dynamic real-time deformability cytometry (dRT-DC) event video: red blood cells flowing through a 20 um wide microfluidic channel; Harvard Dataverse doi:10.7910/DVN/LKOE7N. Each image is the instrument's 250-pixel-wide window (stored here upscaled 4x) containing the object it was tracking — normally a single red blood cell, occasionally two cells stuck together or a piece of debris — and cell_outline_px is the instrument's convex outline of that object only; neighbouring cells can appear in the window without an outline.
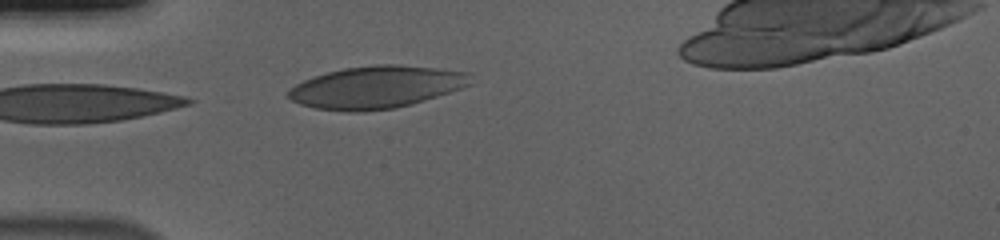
{"species": "human", "species_latin": "Homo sapiens", "temperature_condition": "cold", "stored_images_in_passage": 38, "camera_frame_rate_fps": 3000, "um_per_image_px": 0.085, "donor": {"sex": "male"}, "frame": {"image": 1, "passage_image": 1, "time_ms": 0.0, "image_size_px": [1000, 240], "cell_outline_px": [[472, 84], [412, 104], [396, 108], [364, 112], [348, 112], [316, 108], [300, 104], [292, 100], [288, 96], [288, 92], [296, 84], [304, 80], [328, 72], [344, 68], [376, 64], [396, 64], [436, 68], [468, 72]], "centroid_in_image_um": [31.99, 7.41], "position_along_channel_um": 53.0, "area_um2": 44.68}}
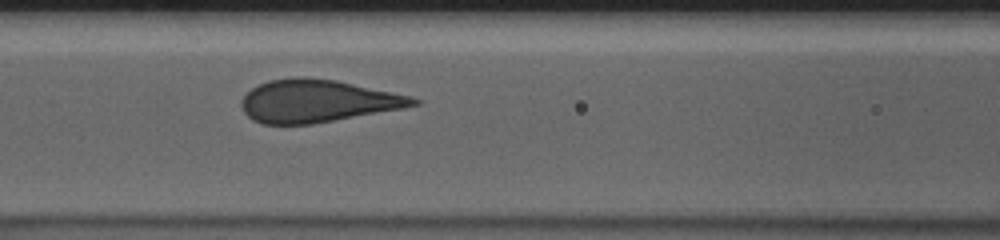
{"frame": {"image": 2, "passage_image": 9, "time_ms": 2.667, "image_size_px": [1000, 240], "cell_outline_px": [[420, 104], [404, 108], [312, 124], [260, 124], [252, 120], [244, 112], [240, 104], [240, 100], [252, 88], [260, 84], [272, 80], [296, 76], [304, 76], [336, 80], [392, 92], [408, 96], [420, 100]], "centroid_in_image_um": [26.94, 8.59], "position_along_channel_um": 139.7, "area_um2": 42.48}}
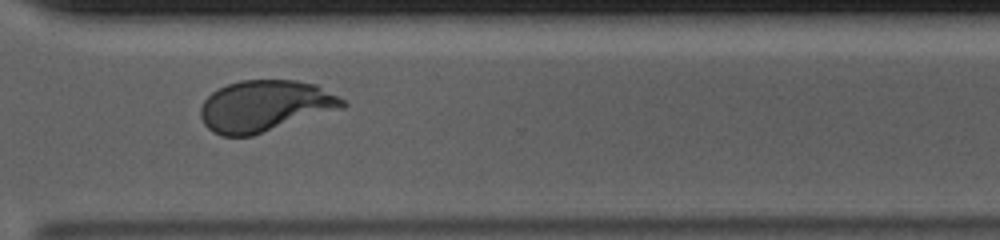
{"frame": {"image": 3, "passage_image": 26, "time_ms": 8.333, "image_size_px": [1000, 240], "cell_outline_px": [[348, 104], [344, 108], [252, 136], [220, 136], [212, 132], [204, 124], [200, 116], [200, 108], [204, 100], [212, 92], [228, 84], [240, 80], [296, 80], [316, 84], [344, 100]], "centroid_in_image_um": [22.52, 9.02], "position_along_channel_um": 348.1, "area_um2": 42.6}}